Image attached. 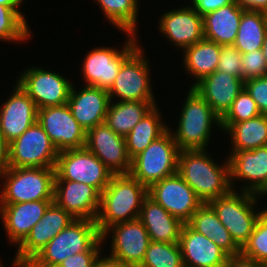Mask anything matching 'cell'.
I'll return each mask as SVG.
<instances>
[{"instance_id": "1", "label": "cell", "mask_w": 267, "mask_h": 267, "mask_svg": "<svg viewBox=\"0 0 267 267\" xmlns=\"http://www.w3.org/2000/svg\"><path fill=\"white\" fill-rule=\"evenodd\" d=\"M209 149L180 150L177 173L203 203L227 195L231 190L230 164L213 159Z\"/></svg>"}, {"instance_id": "2", "label": "cell", "mask_w": 267, "mask_h": 267, "mask_svg": "<svg viewBox=\"0 0 267 267\" xmlns=\"http://www.w3.org/2000/svg\"><path fill=\"white\" fill-rule=\"evenodd\" d=\"M176 126H168L180 150L210 149L212 131L222 134L221 118L192 87L185 92ZM176 127V128H175ZM214 127V128H213ZM214 130H213V129Z\"/></svg>"}, {"instance_id": "3", "label": "cell", "mask_w": 267, "mask_h": 267, "mask_svg": "<svg viewBox=\"0 0 267 267\" xmlns=\"http://www.w3.org/2000/svg\"><path fill=\"white\" fill-rule=\"evenodd\" d=\"M147 188L130 174H113L101 193L96 218L98 231L102 234L113 224L139 218Z\"/></svg>"}, {"instance_id": "4", "label": "cell", "mask_w": 267, "mask_h": 267, "mask_svg": "<svg viewBox=\"0 0 267 267\" xmlns=\"http://www.w3.org/2000/svg\"><path fill=\"white\" fill-rule=\"evenodd\" d=\"M264 200L267 201V198L251 192L231 190L227 195L212 199L208 204L234 242L242 248L249 240L256 221L267 209V204L264 206L261 203Z\"/></svg>"}, {"instance_id": "5", "label": "cell", "mask_w": 267, "mask_h": 267, "mask_svg": "<svg viewBox=\"0 0 267 267\" xmlns=\"http://www.w3.org/2000/svg\"><path fill=\"white\" fill-rule=\"evenodd\" d=\"M55 167H9L0 177V204L53 200Z\"/></svg>"}, {"instance_id": "6", "label": "cell", "mask_w": 267, "mask_h": 267, "mask_svg": "<svg viewBox=\"0 0 267 267\" xmlns=\"http://www.w3.org/2000/svg\"><path fill=\"white\" fill-rule=\"evenodd\" d=\"M127 35L122 46H96L86 52L81 61L82 86H93L109 90L113 85L123 61L141 44L140 37L130 32H120ZM120 48V49H119Z\"/></svg>"}, {"instance_id": "7", "label": "cell", "mask_w": 267, "mask_h": 267, "mask_svg": "<svg viewBox=\"0 0 267 267\" xmlns=\"http://www.w3.org/2000/svg\"><path fill=\"white\" fill-rule=\"evenodd\" d=\"M141 44L123 61L113 85L110 101H156L150 59ZM151 76V77H150Z\"/></svg>"}, {"instance_id": "8", "label": "cell", "mask_w": 267, "mask_h": 267, "mask_svg": "<svg viewBox=\"0 0 267 267\" xmlns=\"http://www.w3.org/2000/svg\"><path fill=\"white\" fill-rule=\"evenodd\" d=\"M180 149L169 130L131 159L129 174L147 189L177 173Z\"/></svg>"}, {"instance_id": "9", "label": "cell", "mask_w": 267, "mask_h": 267, "mask_svg": "<svg viewBox=\"0 0 267 267\" xmlns=\"http://www.w3.org/2000/svg\"><path fill=\"white\" fill-rule=\"evenodd\" d=\"M100 237L96 221L75 219L28 264H59L72 255L87 251Z\"/></svg>"}, {"instance_id": "10", "label": "cell", "mask_w": 267, "mask_h": 267, "mask_svg": "<svg viewBox=\"0 0 267 267\" xmlns=\"http://www.w3.org/2000/svg\"><path fill=\"white\" fill-rule=\"evenodd\" d=\"M22 70L18 72L20 75L17 74L16 82L38 109L67 104L73 82L66 75L40 65L27 66Z\"/></svg>"}, {"instance_id": "11", "label": "cell", "mask_w": 267, "mask_h": 267, "mask_svg": "<svg viewBox=\"0 0 267 267\" xmlns=\"http://www.w3.org/2000/svg\"><path fill=\"white\" fill-rule=\"evenodd\" d=\"M113 173L85 147L58 153L55 180H70L93 186L100 194L109 184Z\"/></svg>"}, {"instance_id": "12", "label": "cell", "mask_w": 267, "mask_h": 267, "mask_svg": "<svg viewBox=\"0 0 267 267\" xmlns=\"http://www.w3.org/2000/svg\"><path fill=\"white\" fill-rule=\"evenodd\" d=\"M227 152L232 190L247 191L267 198V146Z\"/></svg>"}, {"instance_id": "13", "label": "cell", "mask_w": 267, "mask_h": 267, "mask_svg": "<svg viewBox=\"0 0 267 267\" xmlns=\"http://www.w3.org/2000/svg\"><path fill=\"white\" fill-rule=\"evenodd\" d=\"M59 151L38 123L9 143V167H55Z\"/></svg>"}, {"instance_id": "14", "label": "cell", "mask_w": 267, "mask_h": 267, "mask_svg": "<svg viewBox=\"0 0 267 267\" xmlns=\"http://www.w3.org/2000/svg\"><path fill=\"white\" fill-rule=\"evenodd\" d=\"M101 238L104 246L110 243V248L104 251H108V256L133 267L141 265L150 243L149 234L139 219L113 224Z\"/></svg>"}, {"instance_id": "15", "label": "cell", "mask_w": 267, "mask_h": 267, "mask_svg": "<svg viewBox=\"0 0 267 267\" xmlns=\"http://www.w3.org/2000/svg\"><path fill=\"white\" fill-rule=\"evenodd\" d=\"M162 11L158 18V33L165 42L181 52L204 39L203 18L188 2Z\"/></svg>"}, {"instance_id": "16", "label": "cell", "mask_w": 267, "mask_h": 267, "mask_svg": "<svg viewBox=\"0 0 267 267\" xmlns=\"http://www.w3.org/2000/svg\"><path fill=\"white\" fill-rule=\"evenodd\" d=\"M73 218L64 208L52 202L25 240L16 248L12 265L25 267L48 242L66 228Z\"/></svg>"}, {"instance_id": "17", "label": "cell", "mask_w": 267, "mask_h": 267, "mask_svg": "<svg viewBox=\"0 0 267 267\" xmlns=\"http://www.w3.org/2000/svg\"><path fill=\"white\" fill-rule=\"evenodd\" d=\"M147 195L183 223H187L203 204L178 173L151 185Z\"/></svg>"}, {"instance_id": "18", "label": "cell", "mask_w": 267, "mask_h": 267, "mask_svg": "<svg viewBox=\"0 0 267 267\" xmlns=\"http://www.w3.org/2000/svg\"><path fill=\"white\" fill-rule=\"evenodd\" d=\"M37 121L59 152L84 148L86 131L75 120L68 104L38 109Z\"/></svg>"}, {"instance_id": "19", "label": "cell", "mask_w": 267, "mask_h": 267, "mask_svg": "<svg viewBox=\"0 0 267 267\" xmlns=\"http://www.w3.org/2000/svg\"><path fill=\"white\" fill-rule=\"evenodd\" d=\"M99 158L113 174H129L131 158L126 139L115 133L106 123L96 125L86 132L84 146Z\"/></svg>"}, {"instance_id": "20", "label": "cell", "mask_w": 267, "mask_h": 267, "mask_svg": "<svg viewBox=\"0 0 267 267\" xmlns=\"http://www.w3.org/2000/svg\"><path fill=\"white\" fill-rule=\"evenodd\" d=\"M11 93L0 104V133L9 144L37 122L38 108L15 81Z\"/></svg>"}, {"instance_id": "21", "label": "cell", "mask_w": 267, "mask_h": 267, "mask_svg": "<svg viewBox=\"0 0 267 267\" xmlns=\"http://www.w3.org/2000/svg\"><path fill=\"white\" fill-rule=\"evenodd\" d=\"M101 194L90 185L70 180H54L53 202L75 219L95 221Z\"/></svg>"}, {"instance_id": "22", "label": "cell", "mask_w": 267, "mask_h": 267, "mask_svg": "<svg viewBox=\"0 0 267 267\" xmlns=\"http://www.w3.org/2000/svg\"><path fill=\"white\" fill-rule=\"evenodd\" d=\"M53 200L0 204V220L7 242L17 248L40 221Z\"/></svg>"}, {"instance_id": "23", "label": "cell", "mask_w": 267, "mask_h": 267, "mask_svg": "<svg viewBox=\"0 0 267 267\" xmlns=\"http://www.w3.org/2000/svg\"><path fill=\"white\" fill-rule=\"evenodd\" d=\"M80 87L82 85L76 87L73 82L67 104L75 120L87 132L105 123L110 98L108 90L85 85Z\"/></svg>"}, {"instance_id": "24", "label": "cell", "mask_w": 267, "mask_h": 267, "mask_svg": "<svg viewBox=\"0 0 267 267\" xmlns=\"http://www.w3.org/2000/svg\"><path fill=\"white\" fill-rule=\"evenodd\" d=\"M179 245L184 267H227L230 256L187 223L182 227Z\"/></svg>"}, {"instance_id": "25", "label": "cell", "mask_w": 267, "mask_h": 267, "mask_svg": "<svg viewBox=\"0 0 267 267\" xmlns=\"http://www.w3.org/2000/svg\"><path fill=\"white\" fill-rule=\"evenodd\" d=\"M192 88L222 118L230 109L233 101L244 88V81L234 75L215 71L203 77Z\"/></svg>"}, {"instance_id": "26", "label": "cell", "mask_w": 267, "mask_h": 267, "mask_svg": "<svg viewBox=\"0 0 267 267\" xmlns=\"http://www.w3.org/2000/svg\"><path fill=\"white\" fill-rule=\"evenodd\" d=\"M138 219L146 228L150 241L179 243L184 223L148 195L143 199Z\"/></svg>"}, {"instance_id": "27", "label": "cell", "mask_w": 267, "mask_h": 267, "mask_svg": "<svg viewBox=\"0 0 267 267\" xmlns=\"http://www.w3.org/2000/svg\"><path fill=\"white\" fill-rule=\"evenodd\" d=\"M244 11L233 1L202 16L204 39L221 46L233 45Z\"/></svg>"}, {"instance_id": "28", "label": "cell", "mask_w": 267, "mask_h": 267, "mask_svg": "<svg viewBox=\"0 0 267 267\" xmlns=\"http://www.w3.org/2000/svg\"><path fill=\"white\" fill-rule=\"evenodd\" d=\"M221 45L206 39L186 47L182 53V67L189 79L192 78L188 87H193L203 77L212 74L217 70L221 53Z\"/></svg>"}, {"instance_id": "29", "label": "cell", "mask_w": 267, "mask_h": 267, "mask_svg": "<svg viewBox=\"0 0 267 267\" xmlns=\"http://www.w3.org/2000/svg\"><path fill=\"white\" fill-rule=\"evenodd\" d=\"M224 137H229V150H253L267 146V115L238 123H221ZM227 134V135H226Z\"/></svg>"}, {"instance_id": "30", "label": "cell", "mask_w": 267, "mask_h": 267, "mask_svg": "<svg viewBox=\"0 0 267 267\" xmlns=\"http://www.w3.org/2000/svg\"><path fill=\"white\" fill-rule=\"evenodd\" d=\"M187 224L196 232L212 240L229 256L241 254V248L234 242L230 233L208 203H203L194 212Z\"/></svg>"}, {"instance_id": "31", "label": "cell", "mask_w": 267, "mask_h": 267, "mask_svg": "<svg viewBox=\"0 0 267 267\" xmlns=\"http://www.w3.org/2000/svg\"><path fill=\"white\" fill-rule=\"evenodd\" d=\"M161 110L159 104L154 106L125 136L127 152L131 159L168 130L169 123L164 121Z\"/></svg>"}, {"instance_id": "32", "label": "cell", "mask_w": 267, "mask_h": 267, "mask_svg": "<svg viewBox=\"0 0 267 267\" xmlns=\"http://www.w3.org/2000/svg\"><path fill=\"white\" fill-rule=\"evenodd\" d=\"M156 105L157 101H110L105 123L115 133L125 137Z\"/></svg>"}, {"instance_id": "33", "label": "cell", "mask_w": 267, "mask_h": 267, "mask_svg": "<svg viewBox=\"0 0 267 267\" xmlns=\"http://www.w3.org/2000/svg\"><path fill=\"white\" fill-rule=\"evenodd\" d=\"M94 2L111 26L120 32H130L139 36L140 0H94Z\"/></svg>"}, {"instance_id": "34", "label": "cell", "mask_w": 267, "mask_h": 267, "mask_svg": "<svg viewBox=\"0 0 267 267\" xmlns=\"http://www.w3.org/2000/svg\"><path fill=\"white\" fill-rule=\"evenodd\" d=\"M267 33V15L262 11H244L233 46L242 54L262 49Z\"/></svg>"}, {"instance_id": "35", "label": "cell", "mask_w": 267, "mask_h": 267, "mask_svg": "<svg viewBox=\"0 0 267 267\" xmlns=\"http://www.w3.org/2000/svg\"><path fill=\"white\" fill-rule=\"evenodd\" d=\"M21 8V9H20ZM23 7H8L0 5V41L5 43H18L20 45L33 40V30L22 11Z\"/></svg>"}, {"instance_id": "36", "label": "cell", "mask_w": 267, "mask_h": 267, "mask_svg": "<svg viewBox=\"0 0 267 267\" xmlns=\"http://www.w3.org/2000/svg\"><path fill=\"white\" fill-rule=\"evenodd\" d=\"M139 267H184L179 243L150 241Z\"/></svg>"}, {"instance_id": "37", "label": "cell", "mask_w": 267, "mask_h": 267, "mask_svg": "<svg viewBox=\"0 0 267 267\" xmlns=\"http://www.w3.org/2000/svg\"><path fill=\"white\" fill-rule=\"evenodd\" d=\"M241 254L267 265V209L256 221L249 240L241 248Z\"/></svg>"}, {"instance_id": "38", "label": "cell", "mask_w": 267, "mask_h": 267, "mask_svg": "<svg viewBox=\"0 0 267 267\" xmlns=\"http://www.w3.org/2000/svg\"><path fill=\"white\" fill-rule=\"evenodd\" d=\"M260 114L257 104L248 91L243 88L233 101L230 109L221 118V123H238L255 118Z\"/></svg>"}, {"instance_id": "39", "label": "cell", "mask_w": 267, "mask_h": 267, "mask_svg": "<svg viewBox=\"0 0 267 267\" xmlns=\"http://www.w3.org/2000/svg\"><path fill=\"white\" fill-rule=\"evenodd\" d=\"M241 66L244 82L267 75V65L262 49L242 54Z\"/></svg>"}, {"instance_id": "40", "label": "cell", "mask_w": 267, "mask_h": 267, "mask_svg": "<svg viewBox=\"0 0 267 267\" xmlns=\"http://www.w3.org/2000/svg\"><path fill=\"white\" fill-rule=\"evenodd\" d=\"M242 53L233 45L222 46L216 71L225 72L242 79Z\"/></svg>"}, {"instance_id": "41", "label": "cell", "mask_w": 267, "mask_h": 267, "mask_svg": "<svg viewBox=\"0 0 267 267\" xmlns=\"http://www.w3.org/2000/svg\"><path fill=\"white\" fill-rule=\"evenodd\" d=\"M104 249V244L100 237L87 251L72 255L59 264L62 267H92Z\"/></svg>"}, {"instance_id": "42", "label": "cell", "mask_w": 267, "mask_h": 267, "mask_svg": "<svg viewBox=\"0 0 267 267\" xmlns=\"http://www.w3.org/2000/svg\"><path fill=\"white\" fill-rule=\"evenodd\" d=\"M244 88L257 104L260 113L267 115V75L245 81Z\"/></svg>"}, {"instance_id": "43", "label": "cell", "mask_w": 267, "mask_h": 267, "mask_svg": "<svg viewBox=\"0 0 267 267\" xmlns=\"http://www.w3.org/2000/svg\"><path fill=\"white\" fill-rule=\"evenodd\" d=\"M233 1L234 0H189L188 2L201 16H204L220 7L232 3Z\"/></svg>"}, {"instance_id": "44", "label": "cell", "mask_w": 267, "mask_h": 267, "mask_svg": "<svg viewBox=\"0 0 267 267\" xmlns=\"http://www.w3.org/2000/svg\"><path fill=\"white\" fill-rule=\"evenodd\" d=\"M227 267H267V265L238 254L229 257Z\"/></svg>"}, {"instance_id": "45", "label": "cell", "mask_w": 267, "mask_h": 267, "mask_svg": "<svg viewBox=\"0 0 267 267\" xmlns=\"http://www.w3.org/2000/svg\"><path fill=\"white\" fill-rule=\"evenodd\" d=\"M92 267H133L132 265L126 264L122 261L116 260L103 251L97 258Z\"/></svg>"}, {"instance_id": "46", "label": "cell", "mask_w": 267, "mask_h": 267, "mask_svg": "<svg viewBox=\"0 0 267 267\" xmlns=\"http://www.w3.org/2000/svg\"><path fill=\"white\" fill-rule=\"evenodd\" d=\"M238 6L246 11H264L267 8V0H234Z\"/></svg>"}, {"instance_id": "47", "label": "cell", "mask_w": 267, "mask_h": 267, "mask_svg": "<svg viewBox=\"0 0 267 267\" xmlns=\"http://www.w3.org/2000/svg\"><path fill=\"white\" fill-rule=\"evenodd\" d=\"M8 146L9 144L0 133V177L9 168Z\"/></svg>"}, {"instance_id": "48", "label": "cell", "mask_w": 267, "mask_h": 267, "mask_svg": "<svg viewBox=\"0 0 267 267\" xmlns=\"http://www.w3.org/2000/svg\"><path fill=\"white\" fill-rule=\"evenodd\" d=\"M26 3V0H0V5L8 7H22V4Z\"/></svg>"}, {"instance_id": "49", "label": "cell", "mask_w": 267, "mask_h": 267, "mask_svg": "<svg viewBox=\"0 0 267 267\" xmlns=\"http://www.w3.org/2000/svg\"><path fill=\"white\" fill-rule=\"evenodd\" d=\"M25 267H62L60 264H27Z\"/></svg>"}, {"instance_id": "50", "label": "cell", "mask_w": 267, "mask_h": 267, "mask_svg": "<svg viewBox=\"0 0 267 267\" xmlns=\"http://www.w3.org/2000/svg\"><path fill=\"white\" fill-rule=\"evenodd\" d=\"M262 51H263V55L265 57L266 65H267V33H266L265 40H264V43L262 46Z\"/></svg>"}, {"instance_id": "51", "label": "cell", "mask_w": 267, "mask_h": 267, "mask_svg": "<svg viewBox=\"0 0 267 267\" xmlns=\"http://www.w3.org/2000/svg\"><path fill=\"white\" fill-rule=\"evenodd\" d=\"M3 259H1L0 257V267H4L3 265H5V263L2 262ZM11 267H21V266H15V265H10Z\"/></svg>"}, {"instance_id": "52", "label": "cell", "mask_w": 267, "mask_h": 267, "mask_svg": "<svg viewBox=\"0 0 267 267\" xmlns=\"http://www.w3.org/2000/svg\"><path fill=\"white\" fill-rule=\"evenodd\" d=\"M263 12L267 15V8Z\"/></svg>"}]
</instances>
